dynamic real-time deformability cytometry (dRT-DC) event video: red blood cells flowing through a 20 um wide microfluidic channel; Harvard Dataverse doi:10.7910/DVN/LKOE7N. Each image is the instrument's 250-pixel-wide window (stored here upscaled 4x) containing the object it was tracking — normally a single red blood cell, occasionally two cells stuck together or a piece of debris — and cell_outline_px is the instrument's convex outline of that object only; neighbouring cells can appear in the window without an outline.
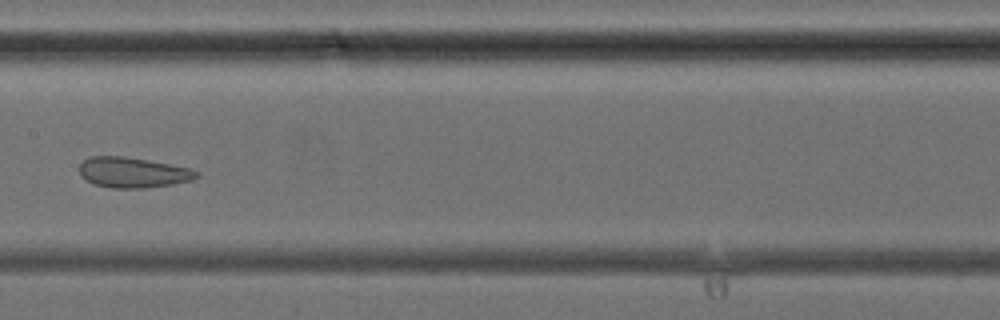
{"species": "common noctule bat (a hibernating species)", "species_latin": "Nyctalus noctula", "temperature_condition": "cold", "stored_images_in_passage": 28, "camera_frame_rate_fps": 3000, "um_per_image_px": 0.085, "animal": {"sex": "female", "body_mass_g": 24.6, "forearm_length_mm": 56.2}, "frame": {"image": 1, "passage_image": 13, "time_ms": 4.0, "image_size_px": [1000, 320], "cell_outline_px": [[200, 176], [192, 180], [172, 184], [144, 188], [112, 188], [92, 184], [80, 176], [80, 164], [88, 156], [124, 156], [148, 160], [188, 168], [200, 172]], "centroid_in_image_um": [11.27, 14.66], "position_along_channel_um": 196.1, "area_um2": 20.81}}